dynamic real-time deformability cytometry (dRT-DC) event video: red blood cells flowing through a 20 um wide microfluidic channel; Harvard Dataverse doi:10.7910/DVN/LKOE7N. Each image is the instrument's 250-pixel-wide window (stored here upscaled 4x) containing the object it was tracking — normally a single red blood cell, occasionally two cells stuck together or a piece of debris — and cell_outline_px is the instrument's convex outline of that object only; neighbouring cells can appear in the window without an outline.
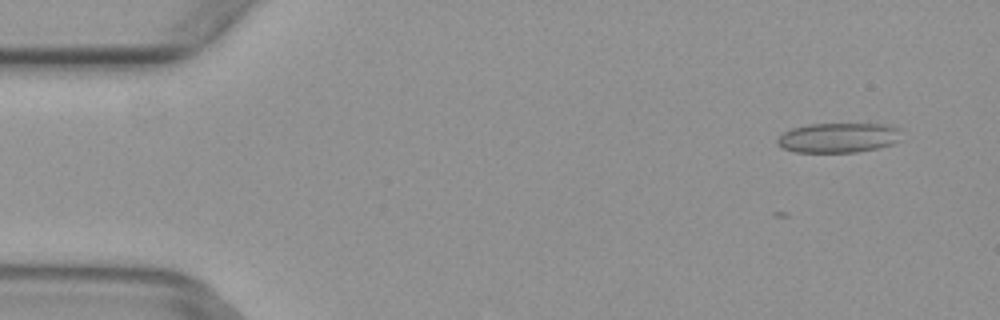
{"species": "common noctule bat (a hibernating species)", "species_latin": "Nyctalus noctula", "temperature_condition": "warm", "stored_images_in_passage": 4, "camera_frame_rate_fps": 3000, "um_per_image_px": 0.085, "animal": {"sex": "female", "body_mass_g": 29.2, "forearm_length_mm": 56.3}, "frame": {"image": 1, "passage_image": 1, "time_ms": 0.0, "image_size_px": [1000, 320], "cell_outline_px": [[904, 128], [900, 140], [892, 144], [876, 148], [856, 152], [796, 152], [784, 148], [776, 140], [784, 132], [792, 128], [808, 124], [884, 124]], "centroid_in_image_um": [71.34, 11.69], "position_along_channel_um": 13.7, "area_um2": 21.62}}